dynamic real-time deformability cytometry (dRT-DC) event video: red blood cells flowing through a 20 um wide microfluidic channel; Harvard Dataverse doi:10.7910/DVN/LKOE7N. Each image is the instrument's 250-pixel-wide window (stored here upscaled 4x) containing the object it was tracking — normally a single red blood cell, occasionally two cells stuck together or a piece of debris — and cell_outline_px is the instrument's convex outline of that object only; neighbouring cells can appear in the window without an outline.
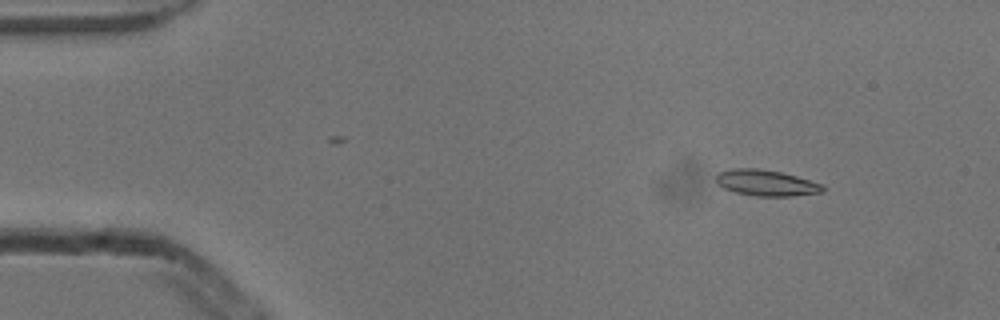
{"species": "common noctule bat (a hibernating species)", "species_latin": "Nyctalus noctula", "temperature_condition": "cold", "stored_images_in_passage": 4, "camera_frame_rate_fps": 3000, "um_per_image_px": 0.085, "animal": {"sex": "male", "body_mass_g": 13.3}, "frame": {"image": 1, "passage_image": 2, "time_ms": 0.333, "image_size_px": [1000, 320], "cell_outline_px": [[824, 192], [792, 196], [756, 196], [736, 192], [724, 188], [716, 180], [716, 172], [732, 168], [756, 168], [780, 172], [796, 176], [824, 184]], "centroid_in_image_um": [65.14, 15.54], "position_along_channel_um": 19.9, "area_um2": 16.18}}